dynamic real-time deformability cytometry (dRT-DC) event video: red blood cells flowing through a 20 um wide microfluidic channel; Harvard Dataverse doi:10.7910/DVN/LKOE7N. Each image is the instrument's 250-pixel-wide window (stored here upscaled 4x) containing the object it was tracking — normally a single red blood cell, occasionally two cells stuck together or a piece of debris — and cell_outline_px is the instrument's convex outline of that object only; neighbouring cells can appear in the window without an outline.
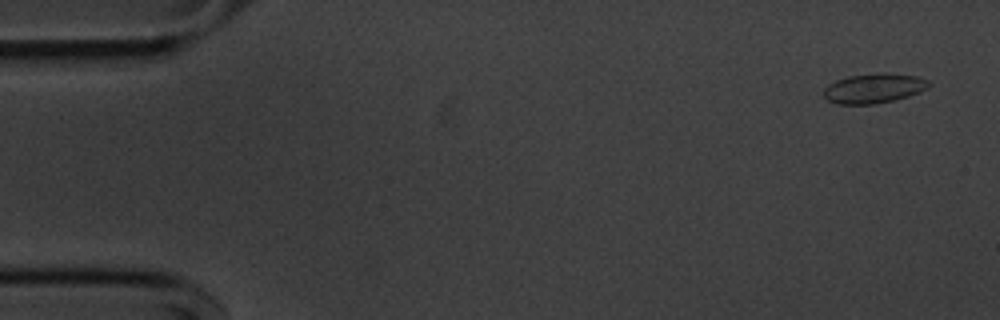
{"species": "common noctule bat (a hibernating species)", "species_latin": "Nyctalus noctula", "temperature_condition": "cold", "stored_images_in_passage": 55, "camera_frame_rate_fps": 3000, "um_per_image_px": 0.085, "animal": {"sex": "male", "body_mass_g": 20.1, "forearm_length_mm": 53.5}, "frame": {"image": 1, "passage_image": 3, "time_ms": 0.667, "image_size_px": [1000, 320], "cell_outline_px": [[932, 84], [928, 88], [908, 96], [896, 100], [872, 104], [836, 104], [828, 100], [824, 96], [824, 88], [828, 84], [836, 80], [848, 76], [880, 72], [888, 72], [916, 76], [928, 80]], "centroid_in_image_um": [74.29, 7.49], "position_along_channel_um": 10.7, "area_um2": 18.38}}
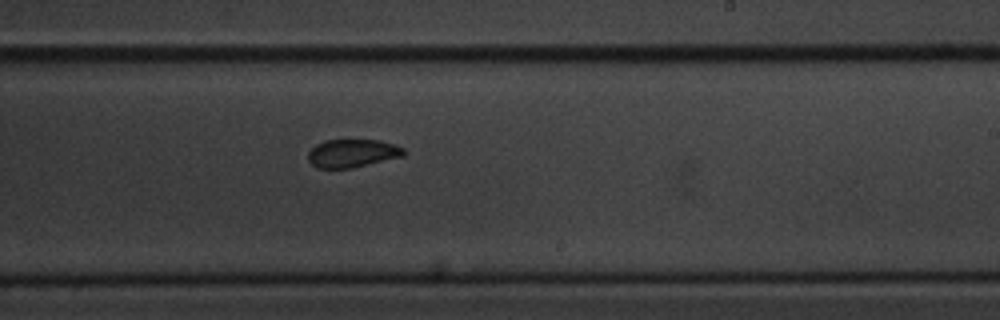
{"frame": {"image": 2, "passage_image": 33, "time_ms": 10.667, "image_size_px": [1000, 320], "cell_outline_px": [[408, 152], [404, 156], [352, 168], [316, 168], [308, 160], [308, 152], [316, 144], [324, 140], [380, 140], [396, 144], [404, 148]], "centroid_in_image_um": [29.99, 13.02], "position_along_channel_um": 259.0, "area_um2": 15.9}}
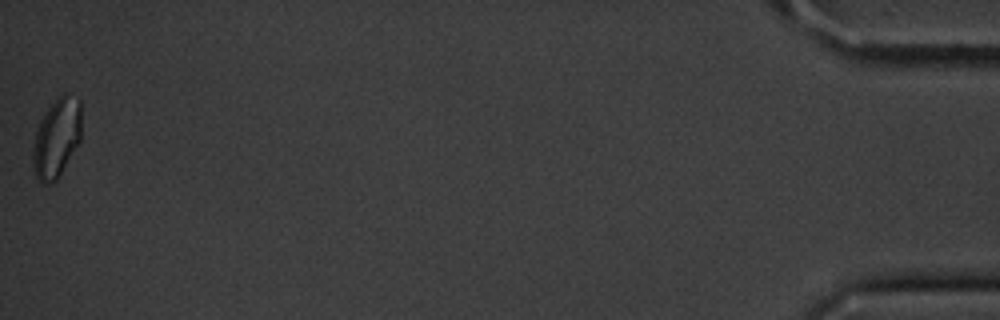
{"frame": {"image": 3, "passage_image": 55, "time_ms": 18.0, "image_size_px": [1000, 320], "cell_outline_px": [[80, 140], [56, 180], [52, 184], [44, 184], [36, 180], [32, 160], [32, 148], [36, 132], [40, 120], [48, 108], [64, 92], [68, 92], [80, 100]], "centroid_in_image_um": [4.79, 11.74], "position_along_channel_um": 430.4, "area_um2": 22.25}, "authors_computed_cell_mechanics": {"area_um2": 17.1088, "velocity_mm_per_s": 3.6453, "shape_relaxation_time_tau1_ms": 3.4523, "shape_relaxation_time_tau2_ms": 3.067, "deformation_change_tau1": 0.0489, "deformation_change_tau2": 0.0664}}